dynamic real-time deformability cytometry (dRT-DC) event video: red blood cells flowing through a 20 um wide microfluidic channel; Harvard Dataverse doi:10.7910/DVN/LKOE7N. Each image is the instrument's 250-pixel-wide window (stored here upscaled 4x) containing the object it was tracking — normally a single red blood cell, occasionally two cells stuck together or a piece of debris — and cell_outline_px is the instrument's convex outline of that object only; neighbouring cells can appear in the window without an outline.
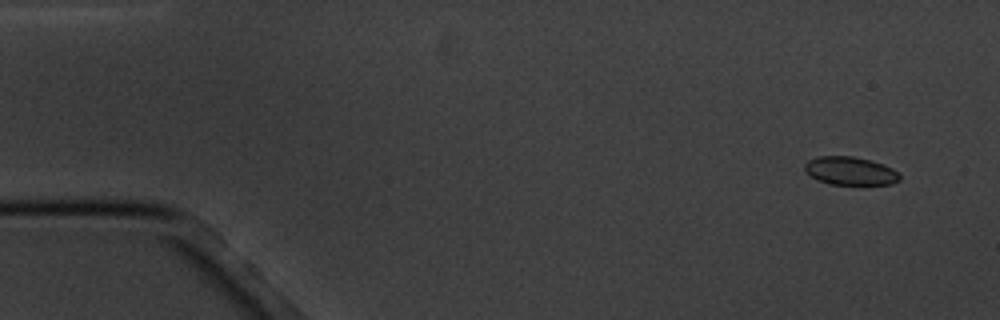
{"species": "common noctule bat (a hibernating species)", "species_latin": "Nyctalus noctula", "temperature_condition": "cold", "stored_images_in_passage": 7, "segment_of_instrument_passage": [1, 2], "camera_frame_rate_fps": 3000, "um_per_image_px": 0.085, "animal": {"sex": "male", "body_mass_g": 20.1, "forearm_length_mm": 53.5}, "frame": {"image": 1, "passage_image": 1, "time_ms": 0.0, "image_size_px": [1000, 320], "cell_outline_px": [[900, 180], [892, 184], [860, 188], [828, 184], [816, 180], [804, 168], [804, 164], [808, 160], [816, 156], [852, 156], [872, 160], [892, 168], [900, 176]], "centroid_in_image_um": [72.3, 14.59], "position_along_channel_um": 12.7, "area_um2": 16.53}}
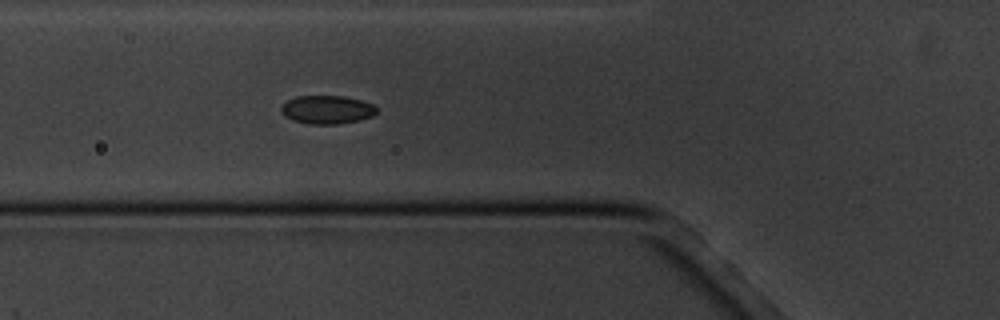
{"frame": {"image": 2, "passage_image": 6, "time_ms": 5.667, "image_size_px": [1000, 320], "cell_outline_px": [[376, 112], [372, 116], [360, 120], [336, 124], [308, 124], [292, 120], [284, 116], [280, 112], [280, 108], [288, 100], [296, 96], [344, 96], [360, 100], [372, 104], [376, 108]], "centroid_in_image_um": [27.76, 9.32], "position_along_channel_um": 98.0, "area_um2": 15.78}}